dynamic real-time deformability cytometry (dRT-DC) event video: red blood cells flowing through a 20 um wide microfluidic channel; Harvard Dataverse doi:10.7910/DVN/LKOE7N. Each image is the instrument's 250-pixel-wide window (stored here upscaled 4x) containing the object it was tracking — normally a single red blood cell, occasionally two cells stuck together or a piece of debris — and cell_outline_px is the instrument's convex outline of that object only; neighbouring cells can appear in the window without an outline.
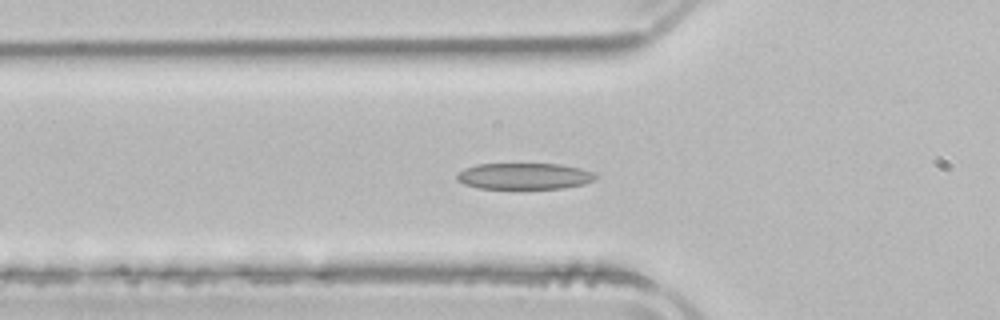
{"species": "common noctule bat (a hibernating species)", "species_latin": "Nyctalus noctula", "temperature_condition": "room temperature", "stored_images_in_passage": 49, "camera_frame_rate_fps": 3000, "um_per_image_px": 0.085, "animal": {"sex": "male", "body_mass_g": 21.5, "forearm_length_mm": 52.0}, "frame": {"image": 1, "passage_image": 15, "time_ms": 4.667, "image_size_px": [1000, 320], "cell_outline_px": [[600, 176], [596, 180], [584, 184], [564, 188], [480, 188], [464, 184], [456, 180], [456, 176], [464, 168], [476, 164], [560, 164], [580, 168], [592, 172]], "centroid_in_image_um": [44.6, 14.97], "position_along_channel_um": 81.2, "area_um2": 21.27}}
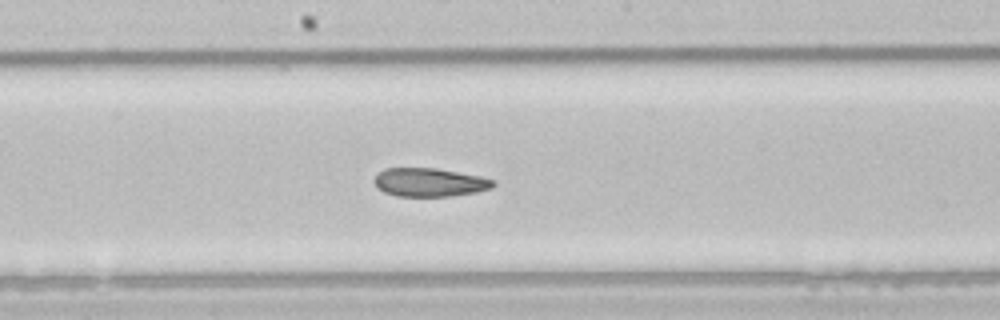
{"frame": {"image": 2, "passage_image": 25, "time_ms": 8.0, "image_size_px": [1000, 320], "cell_outline_px": [[496, 184], [492, 188], [476, 192], [452, 196], [396, 196], [384, 192], [376, 188], [372, 180], [384, 168], [436, 168], [480, 176], [496, 180]], "centroid_in_image_um": [36.51, 15.5], "position_along_channel_um": 211.7, "area_um2": 19.94}}
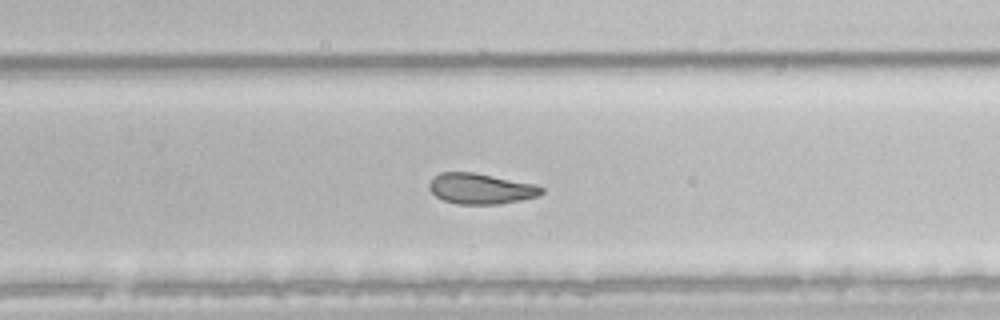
{"frame": {"image": 3, "passage_image": 31, "time_ms": 10.0, "image_size_px": [1000, 320], "cell_outline_px": [[544, 192], [540, 196], [500, 204], [456, 204], [444, 200], [436, 196], [428, 188], [428, 184], [440, 172], [472, 172], [536, 184], [544, 188]], "centroid_in_image_um": [40.89, 16.04], "position_along_channel_um": 288.9, "area_um2": 20.06}, "authors_computed_cell_mechanics": {"area_um2": 22.1952, "velocity_mm_per_s": 3.8828, "shape_relaxation_time_tau1_ms": 8.3958, "shape_relaxation_time_tau2_ms": 3.3512, "deformation_change_tau1": 0.1926, "deformation_change_tau2": 0.1037}}